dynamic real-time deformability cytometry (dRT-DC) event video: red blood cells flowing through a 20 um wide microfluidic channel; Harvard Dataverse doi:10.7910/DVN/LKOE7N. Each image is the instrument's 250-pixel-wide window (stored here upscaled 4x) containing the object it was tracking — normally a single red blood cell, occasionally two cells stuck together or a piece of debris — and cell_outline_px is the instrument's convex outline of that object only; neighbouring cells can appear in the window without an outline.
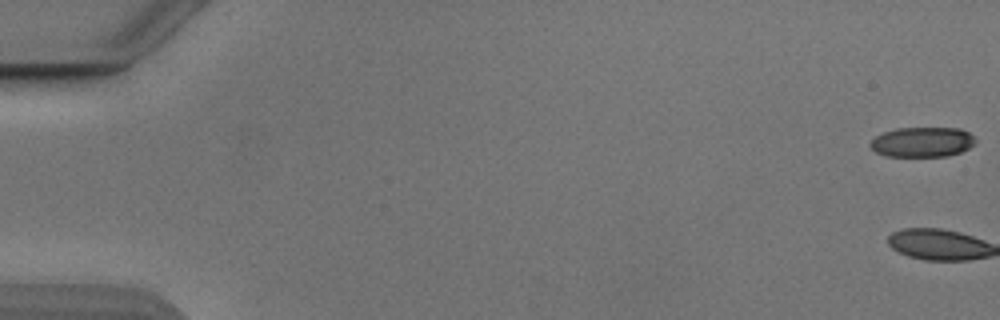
{"species": "Egyptian fruit bat (a non-hibernating species)", "species_latin": "Rousettus aegyptiacus", "temperature_condition": "cold", "stored_images_in_passage": 52, "camera_frame_rate_fps": 3000, "um_per_image_px": 0.085, "animal": {"sex": "male"}, "frame": {"image": 1, "passage_image": 1, "time_ms": 0.0, "image_size_px": [1000, 320], "cell_outline_px": [[976, 144], [960, 152], [948, 156], [888, 156], [876, 152], [868, 144], [876, 136], [884, 132], [896, 128], [960, 128], [968, 132], [976, 140]], "centroid_in_image_um": [78.41, 12.07], "position_along_channel_um": 6.6, "area_um2": 18.32}}